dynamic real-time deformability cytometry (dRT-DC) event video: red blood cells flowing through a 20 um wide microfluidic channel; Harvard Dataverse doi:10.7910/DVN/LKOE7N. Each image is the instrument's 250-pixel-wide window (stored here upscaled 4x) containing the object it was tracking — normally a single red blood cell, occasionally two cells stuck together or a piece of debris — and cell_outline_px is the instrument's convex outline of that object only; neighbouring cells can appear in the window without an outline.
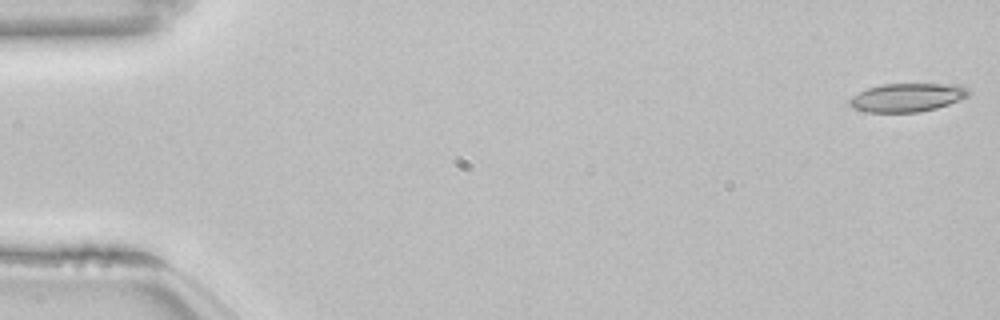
{"species": "common noctule bat (a hibernating species)", "species_latin": "Nyctalus noctula", "temperature_condition": "room temperature", "stored_images_in_passage": 54, "camera_frame_rate_fps": 3000, "um_per_image_px": 0.085, "animal": {"sex": "female", "body_mass_g": 22.7, "forearm_length_mm": 54.2}, "frame": {"image": 1, "passage_image": 1, "time_ms": 0.0, "image_size_px": [1000, 320], "cell_outline_px": [[972, 92], [968, 96], [948, 104], [936, 108], [920, 112], [868, 112], [852, 108], [848, 104], [848, 100], [852, 96], [868, 88], [880, 84], [940, 84], [968, 88]], "centroid_in_image_um": [77.06, 8.29], "position_along_channel_um": 7.9, "area_um2": 19.59}}
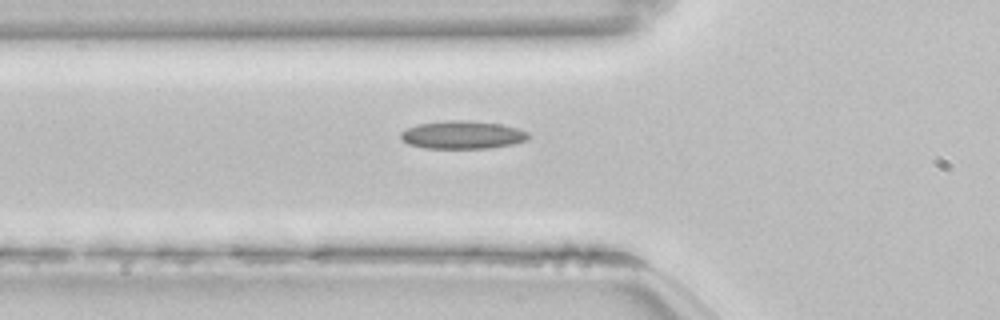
{"frame": {"image": 2, "passage_image": 19, "time_ms": 6.0, "image_size_px": [1000, 320], "cell_outline_px": [[528, 140], [512, 144], [488, 148], [424, 148], [408, 144], [400, 136], [400, 132], [408, 128], [420, 124], [444, 120], [468, 120], [500, 124], [516, 128], [528, 132]], "centroid_in_image_um": [39.3, 11.46], "position_along_channel_um": 86.5, "area_um2": 20.69}}
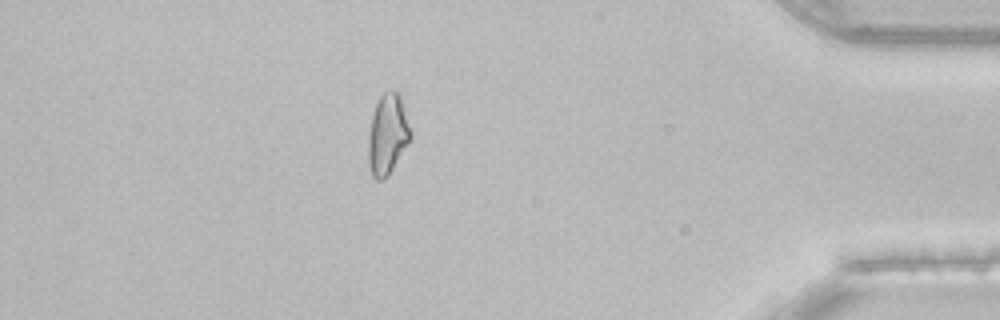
{"frame": {"image": 3, "passage_image": 47, "time_ms": 15.333, "image_size_px": [1000, 320], "cell_outline_px": [[412, 136], [388, 176], [380, 180], [376, 180], [372, 176], [368, 164], [368, 136], [372, 116], [376, 104], [380, 96], [384, 92], [392, 88], [396, 88], [400, 96]], "centroid_in_image_um": [32.92, 11.41], "position_along_channel_um": 402.3, "area_um2": 19.71}, "authors_computed_cell_mechanics": {"area_um2": 19.363, "velocity_mm_per_s": 3.8462, "shape_relaxation_time_tau1_ms": null, "shape_relaxation_time_tau2_ms": 6.7669, "deformation_change_tau1": null, "deformation_change_tau2": 0.1619}}